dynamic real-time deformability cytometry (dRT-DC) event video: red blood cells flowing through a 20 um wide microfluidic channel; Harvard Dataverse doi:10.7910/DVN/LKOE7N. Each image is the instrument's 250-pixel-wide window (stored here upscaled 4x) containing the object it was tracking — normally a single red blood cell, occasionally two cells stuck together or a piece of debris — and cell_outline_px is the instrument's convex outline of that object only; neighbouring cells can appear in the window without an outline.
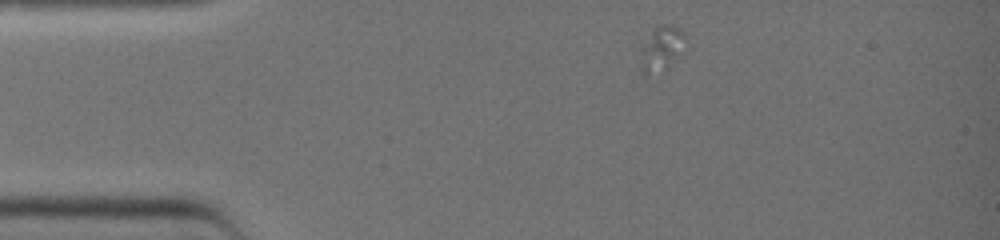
{"species": "common noctule bat (a hibernating species)", "species_latin": "Nyctalus noctula", "temperature_condition": "warm", "stored_images_in_passage": 10, "camera_frame_rate_fps": 3000, "um_per_image_px": 0.085, "animal": {"sex": "female", "body_mass_g": 19.0, "forearm_length_mm": 51.5}, "frame": {"image": 1, "passage_image": 1, "time_ms": 0.0, "image_size_px": [1000, 240], "cell_outline_px": [[688, 48], [680, 56], [664, 68], [644, 72], [640, 68], [644, 48], [652, 28], [660, 24], [672, 24], [688, 32]], "centroid_in_image_um": [56.42, 3.98], "position_along_channel_um": 28.6, "area_um2": 11.62}}